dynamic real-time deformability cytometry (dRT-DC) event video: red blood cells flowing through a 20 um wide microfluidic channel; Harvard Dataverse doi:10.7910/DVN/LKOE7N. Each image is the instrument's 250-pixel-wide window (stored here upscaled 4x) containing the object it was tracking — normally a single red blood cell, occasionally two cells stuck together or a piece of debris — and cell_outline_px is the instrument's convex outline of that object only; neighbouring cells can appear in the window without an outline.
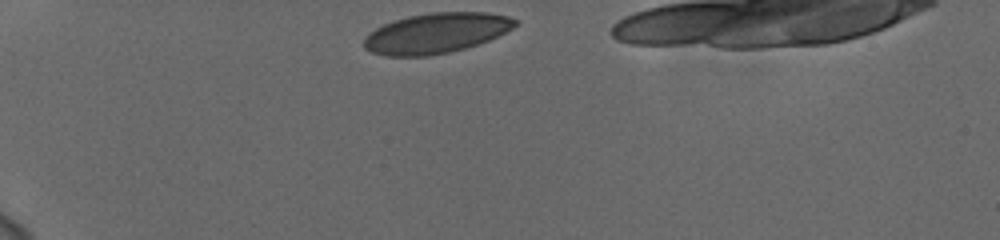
{"species": "human", "species_latin": "Homo sapiens", "temperature_condition": "cold", "stored_images_in_passage": 34, "camera_frame_rate_fps": 3000, "um_per_image_px": 0.085, "donor": {"sex": "female"}, "frame": {"image": 1, "passage_image": 1, "time_ms": 0.0, "image_size_px": [1000, 240], "cell_outline_px": [[516, 24], [512, 28], [488, 40], [464, 48], [448, 52], [428, 56], [384, 56], [372, 52], [364, 48], [364, 36], [368, 32], [384, 24], [408, 16], [432, 12], [488, 12], [508, 16], [516, 20]], "centroid_in_image_um": [37.03, 2.81], "position_along_channel_um": 48.0, "area_um2": 35.2}}
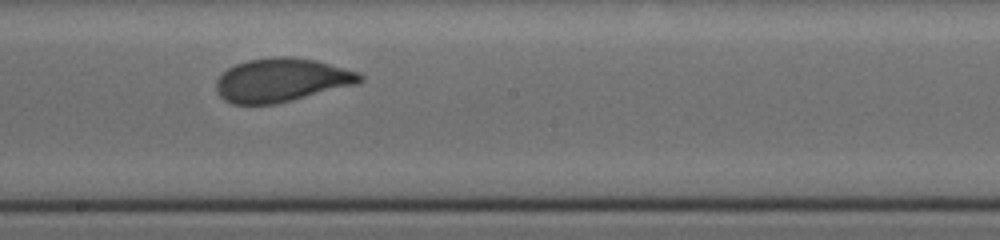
{"frame": {"image": 2, "passage_image": 19, "time_ms": 6.0, "image_size_px": [1000, 240], "cell_outline_px": [[364, 80], [360, 84], [276, 104], [232, 104], [224, 100], [216, 92], [216, 80], [228, 68], [236, 64], [248, 60], [272, 56], [292, 56], [316, 60], [360, 72], [364, 76]], "centroid_in_image_um": [23.98, 6.8], "position_along_channel_um": 224.2, "area_um2": 36.99}}
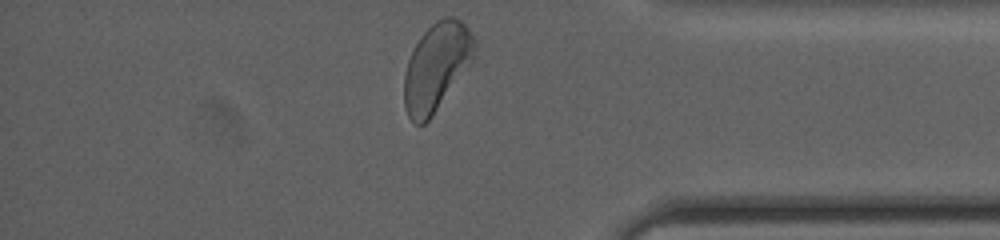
{"frame": {"image": 3, "passage_image": 34, "time_ms": 11.0, "image_size_px": [1000, 240], "cell_outline_px": [[476, 44], [472, 64], [432, 116], [424, 124], [416, 124], [408, 116], [404, 104], [404, 72], [408, 60], [420, 36], [436, 20], [444, 16], [452, 16], [460, 20], [468, 28], [476, 40]], "centroid_in_image_um": [37.12, 5.67], "position_along_channel_um": 398.1, "area_um2": 36.13}, "authors_computed_cell_mechanics": {"area_um2": 36.2117, "velocity_mm_per_s": 3.7195, "shape_relaxation_time_tau1_ms": 3.8129, "shape_relaxation_time_tau2_ms": null, "deformation_change_tau1": 0.1399, "deformation_change_tau2": null}}